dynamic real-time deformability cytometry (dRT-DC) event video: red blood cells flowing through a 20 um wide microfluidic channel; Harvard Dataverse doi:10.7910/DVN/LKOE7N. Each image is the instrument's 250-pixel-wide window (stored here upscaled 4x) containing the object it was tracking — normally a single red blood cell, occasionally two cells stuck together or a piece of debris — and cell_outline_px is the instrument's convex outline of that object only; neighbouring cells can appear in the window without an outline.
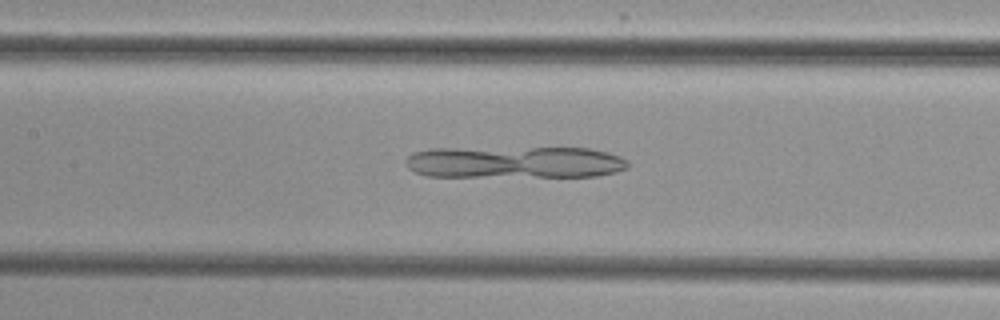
{"species": "common noctule bat (a hibernating species)", "species_latin": "Nyctalus noctula", "temperature_condition": "cold", "stored_images_in_passage": 52, "camera_frame_rate_fps": 3000, "um_per_image_px": 0.085, "animal": {"sex": "female", "body_mass_g": 29.2, "forearm_length_mm": 56.3}, "frame": {"image": 1, "passage_image": 24, "time_ms": 7.667, "image_size_px": [1000, 320], "cell_outline_px": [[628, 168], [616, 172], [596, 176], [428, 176], [416, 172], [408, 168], [404, 164], [404, 160], [412, 152], [432, 148], [588, 148], [608, 152], [620, 156], [628, 160]], "centroid_in_image_um": [43.74, 13.78], "position_along_channel_um": 163.7, "area_um2": 41.56}}
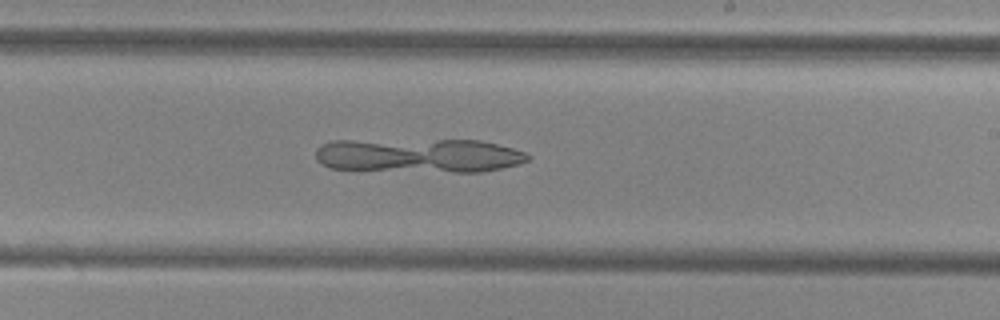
{"frame": {"image": 2, "passage_image": 31, "time_ms": 10.0, "image_size_px": [1000, 320], "cell_outline_px": [[532, 156], [528, 160], [520, 164], [480, 172], [452, 172], [332, 168], [316, 160], [316, 148], [320, 144], [332, 140], [480, 140], [512, 148], [524, 152]], "centroid_in_image_um": [35.61, 13.2], "position_along_channel_um": 253.4, "area_um2": 42.19}}
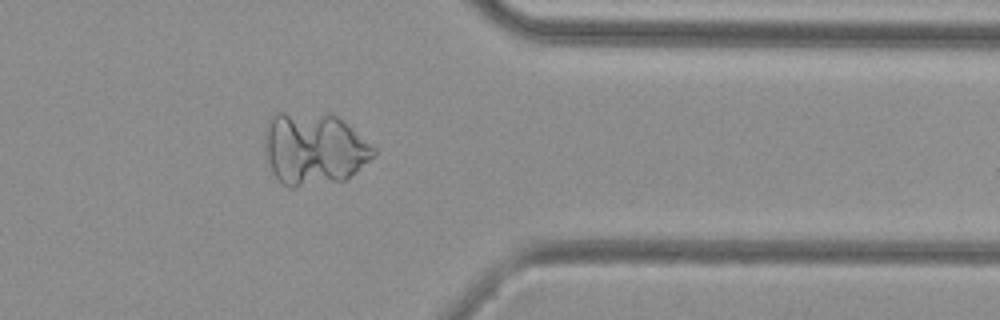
{"frame": {"image": 3, "passage_image": 42, "time_ms": 13.667, "image_size_px": [1000, 320], "cell_outline_px": [[376, 156], [344, 180], [292, 188], [288, 188], [272, 172], [268, 164], [264, 148], [264, 128], [268, 116], [276, 112], [328, 112], [336, 116], [376, 148]], "centroid_in_image_um": [26.63, 12.61], "position_along_channel_um": 384.8, "area_um2": 46.64}}